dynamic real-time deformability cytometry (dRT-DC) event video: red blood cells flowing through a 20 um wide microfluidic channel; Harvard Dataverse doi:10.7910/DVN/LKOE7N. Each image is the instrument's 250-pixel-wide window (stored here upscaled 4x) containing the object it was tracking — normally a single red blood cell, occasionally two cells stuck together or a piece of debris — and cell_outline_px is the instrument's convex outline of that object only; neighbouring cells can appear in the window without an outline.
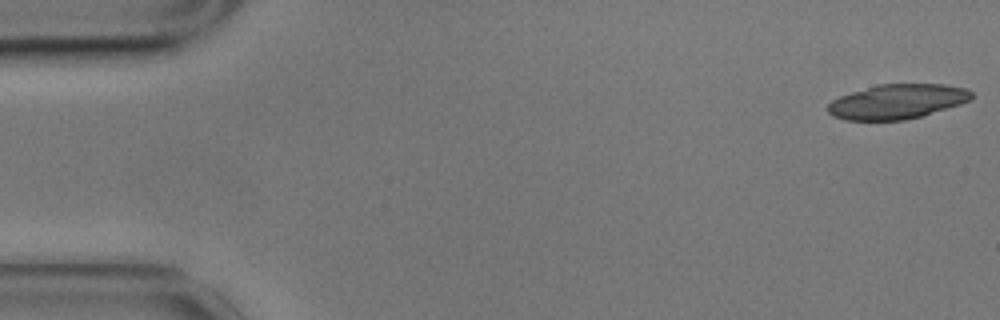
{"species": "common noctule bat (a hibernating species)", "species_latin": "Nyctalus noctula", "temperature_condition": "cold", "stored_images_in_passage": 25, "camera_frame_rate_fps": 3000, "um_per_image_px": 0.085, "animal": {"sex": "male", "body_mass_g": 17.9}, "frame": {"image": 1, "passage_image": 1, "time_ms": 0.0, "image_size_px": [1000, 320], "cell_outline_px": [[972, 96], [968, 100], [960, 104], [924, 116], [904, 120], [844, 120], [832, 116], [828, 112], [828, 104], [832, 100], [840, 96], [852, 92], [880, 84], [944, 84], [968, 88], [972, 92]], "centroid_in_image_um": [76.27, 8.64], "position_along_channel_um": 8.7, "area_um2": 29.02}}